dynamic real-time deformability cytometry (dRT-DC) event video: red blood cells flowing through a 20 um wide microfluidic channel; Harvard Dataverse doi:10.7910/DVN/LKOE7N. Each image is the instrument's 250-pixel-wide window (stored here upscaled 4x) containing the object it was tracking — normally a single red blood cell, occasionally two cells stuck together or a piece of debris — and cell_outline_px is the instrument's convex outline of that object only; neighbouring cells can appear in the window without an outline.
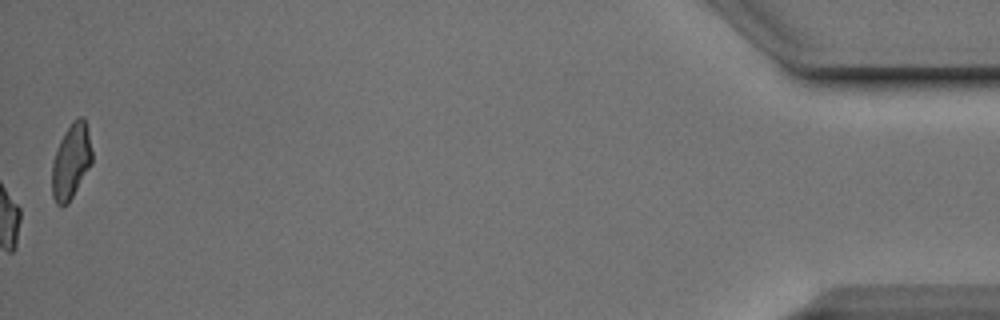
{"species": "Egyptian fruit bat (a non-hibernating species)", "species_latin": "Rousettus aegyptiacus", "temperature_condition": "cold", "stored_images_in_passage": 43, "camera_frame_rate_fps": 3000, "um_per_image_px": 0.085, "animal": {"sex": "male"}, "frame": {"image": 1, "passage_image": 43, "time_ms": 14.0, "image_size_px": [1000, 320], "cell_outline_px": [[92, 164], [68, 204], [60, 208], [56, 204], [52, 196], [52, 164], [60, 140], [64, 132], [72, 120], [76, 116], [84, 116], [88, 132], [92, 152]], "centroid_in_image_um": [6.05, 13.72], "position_along_channel_um": 429.2, "area_um2": 17.74}, "authors_computed_cell_mechanics": {"area_um2": 17.1088, "velocity_mm_per_s": 3.8827, "shape_relaxation_time_tau1_ms": 3.5647, "shape_relaxation_time_tau2_ms": 3.6478, "deformation_change_tau1": 0.1097, "deformation_change_tau2": 0.0835}}